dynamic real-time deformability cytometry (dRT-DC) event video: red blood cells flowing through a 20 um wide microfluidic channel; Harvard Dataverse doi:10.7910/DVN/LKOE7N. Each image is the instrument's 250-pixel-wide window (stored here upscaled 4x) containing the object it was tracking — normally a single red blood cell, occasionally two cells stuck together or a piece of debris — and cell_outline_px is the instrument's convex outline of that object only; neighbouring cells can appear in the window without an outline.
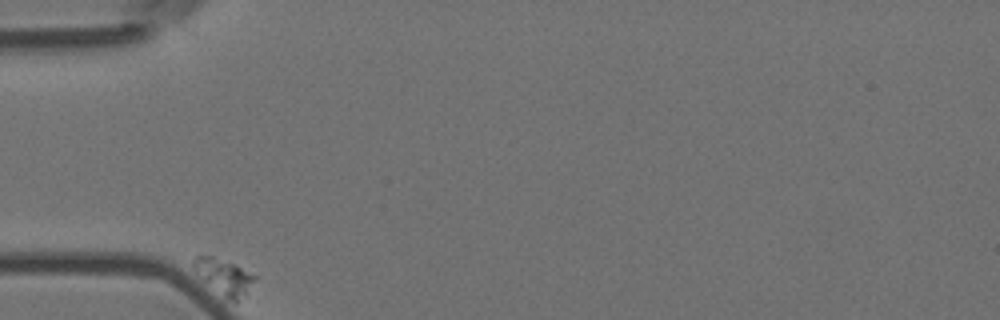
{"species": "Egyptian fruit bat (a non-hibernating species)", "species_latin": "Rousettus aegyptiacus", "temperature_condition": "room temperature", "stored_images_in_passage": 43, "camera_frame_rate_fps": 3000, "um_per_image_px": 0.085, "animal": {"sex": "female"}, "frame": {"image": 1, "passage_image": 1, "time_ms": 0.0, "image_size_px": [1000, 320], "cell_outline_px": [[256, 280], [236, 304], [224, 300], [192, 268], [192, 260], [200, 252], [236, 264], [256, 276]], "centroid_in_image_um": [19.01, 23.52], "position_along_channel_um": 66.0, "area_um2": 13.12}}
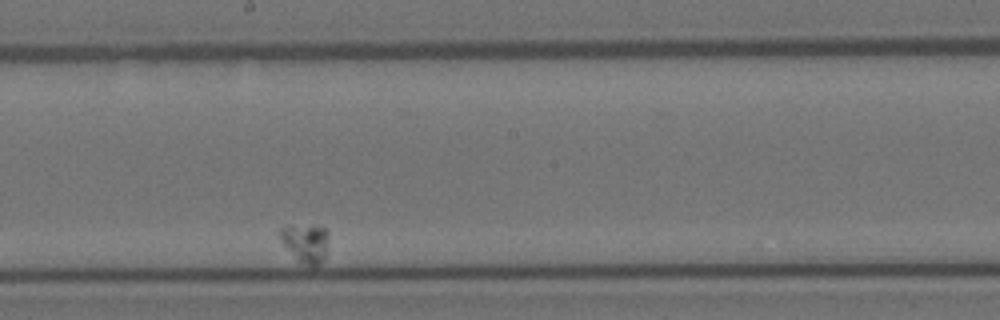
{"frame": {"image": 2, "passage_image": 25, "time_ms": 8.0, "image_size_px": [1000, 320], "cell_outline_px": [[328, 232], [324, 256], [320, 264], [316, 268], [312, 268], [300, 264], [296, 260], [284, 244], [280, 236], [280, 228], [288, 224], [312, 224], [324, 228]], "centroid_in_image_um": [25.95, 20.65], "position_along_channel_um": 222.2, "area_um2": 11.27}}
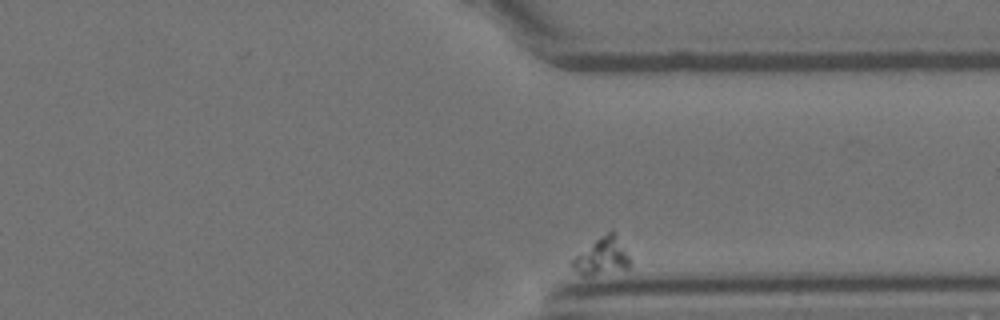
{"frame": {"image": 3, "passage_image": 43, "time_ms": 14.0, "image_size_px": [1000, 320], "cell_outline_px": [[632, 260], [628, 268], [592, 276], [580, 276], [568, 264], [576, 256], [596, 240], [612, 228], [616, 232]], "centroid_in_image_um": [51.19, 21.8], "position_along_channel_um": 360.2, "area_um2": 12.72}}